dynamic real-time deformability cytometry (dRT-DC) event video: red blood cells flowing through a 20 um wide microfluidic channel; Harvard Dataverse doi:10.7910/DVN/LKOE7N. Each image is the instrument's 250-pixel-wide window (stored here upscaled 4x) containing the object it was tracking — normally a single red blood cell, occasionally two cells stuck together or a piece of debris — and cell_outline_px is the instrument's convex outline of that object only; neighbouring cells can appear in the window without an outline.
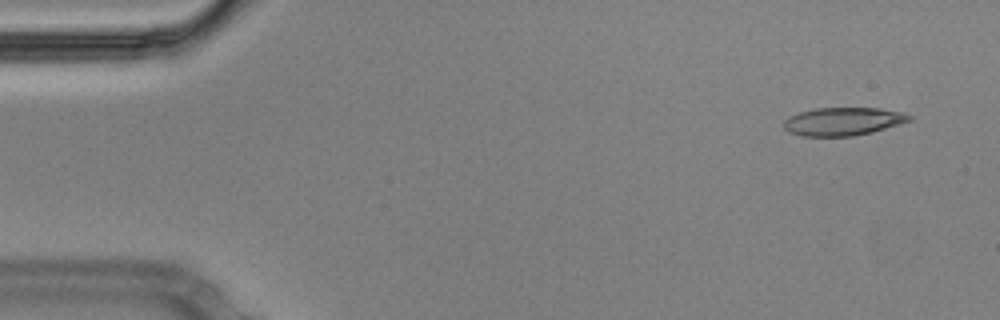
{"species": "Egyptian fruit bat (a non-hibernating species)", "species_latin": "Rousettus aegyptiacus", "temperature_condition": "cold", "stored_images_in_passage": 54, "camera_frame_rate_fps": 3000, "um_per_image_px": 0.085, "animal": {"sex": "male"}, "frame": {"image": 1, "passage_image": 2, "time_ms": 0.333, "image_size_px": [1000, 320], "cell_outline_px": [[912, 120], [900, 124], [872, 132], [852, 136], [800, 136], [788, 132], [784, 128], [784, 120], [788, 116], [800, 112], [816, 108], [880, 108], [900, 112], [912, 116]], "centroid_in_image_um": [71.63, 10.32], "position_along_channel_um": 13.4, "area_um2": 20.58}}
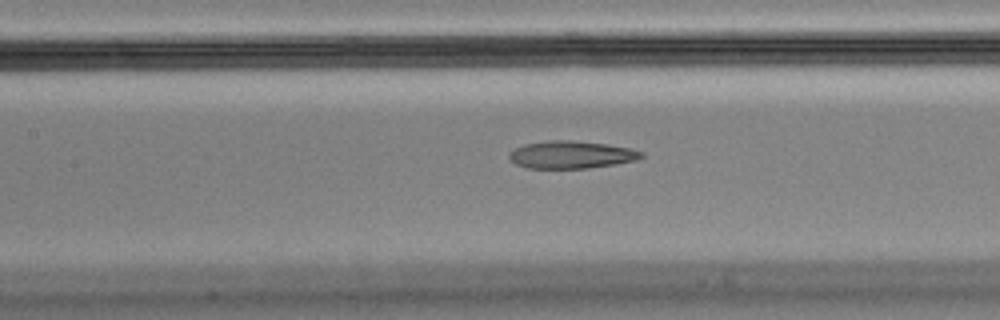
{"frame": {"image": 2, "passage_image": 23, "time_ms": 7.333, "image_size_px": [1000, 320], "cell_outline_px": [[644, 156], [636, 160], [616, 164], [588, 168], [528, 168], [516, 164], [508, 156], [508, 152], [524, 144], [548, 140], [572, 140], [608, 144], [632, 148], [644, 152]], "centroid_in_image_um": [48.59, 13.14], "position_along_channel_um": 158.8, "area_um2": 21.33}}
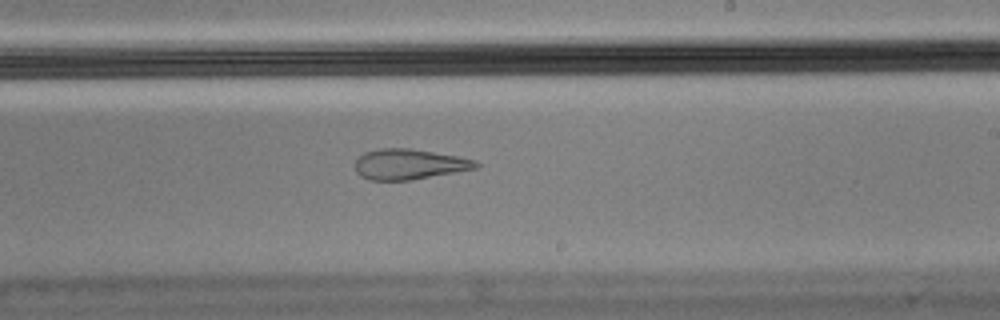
{"frame": {"image": 3, "passage_image": 31, "time_ms": 10.0, "image_size_px": [1000, 320], "cell_outline_px": [[480, 164], [476, 168], [412, 180], [368, 180], [360, 176], [356, 172], [356, 160], [364, 152], [380, 148], [408, 148], [456, 156], [476, 160]], "centroid_in_image_um": [34.75, 13.96], "position_along_channel_um": 254.3, "area_um2": 21.27}, "authors_computed_cell_mechanics": {"area_um2": 21.964, "velocity_mm_per_s": 3.5903, "shape_relaxation_time_tau1_ms": null, "shape_relaxation_time_tau2_ms": 2.0036, "deformation_change_tau1": null, "deformation_change_tau2": 0.1139}}